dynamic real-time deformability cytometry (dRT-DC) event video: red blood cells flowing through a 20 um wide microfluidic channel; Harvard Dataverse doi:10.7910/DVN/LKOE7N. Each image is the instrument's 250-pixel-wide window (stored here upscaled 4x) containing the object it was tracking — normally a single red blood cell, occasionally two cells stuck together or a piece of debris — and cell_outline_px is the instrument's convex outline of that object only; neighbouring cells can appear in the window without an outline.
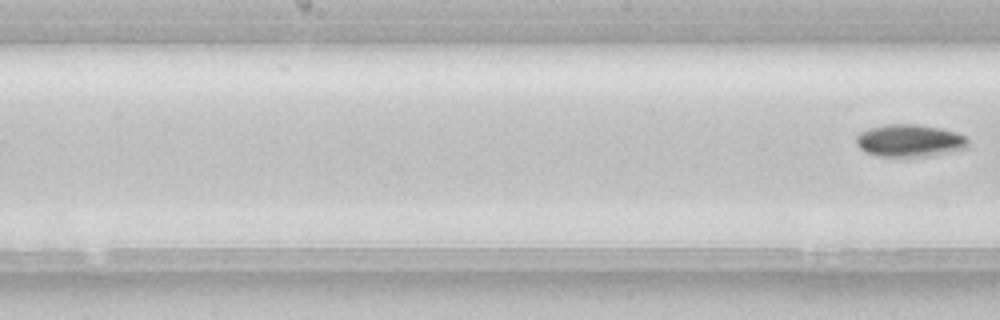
{"species": "common noctule bat (a hibernating species)", "species_latin": "Nyctalus noctula", "temperature_condition": "room temperature", "stored_images_in_passage": 8, "segment_of_instrument_passage": [2, 2], "camera_frame_rate_fps": 3000, "um_per_image_px": 0.085, "animal": {"sex": "female", "body_mass_g": 22.7, "forearm_length_mm": 54.2}, "frame": {"image": 1, "passage_image": 8, "time_ms": 2.333, "image_size_px": [1000, 320], "cell_outline_px": [[968, 144], [964, 148], [932, 156], [876, 156], [864, 152], [856, 144], [856, 136], [860, 132], [868, 128], [888, 124], [916, 124], [940, 128], [956, 132], [964, 136], [968, 140]], "centroid_in_image_um": [77.27, 11.95], "position_along_channel_um": 170.9, "area_um2": 21.1}}